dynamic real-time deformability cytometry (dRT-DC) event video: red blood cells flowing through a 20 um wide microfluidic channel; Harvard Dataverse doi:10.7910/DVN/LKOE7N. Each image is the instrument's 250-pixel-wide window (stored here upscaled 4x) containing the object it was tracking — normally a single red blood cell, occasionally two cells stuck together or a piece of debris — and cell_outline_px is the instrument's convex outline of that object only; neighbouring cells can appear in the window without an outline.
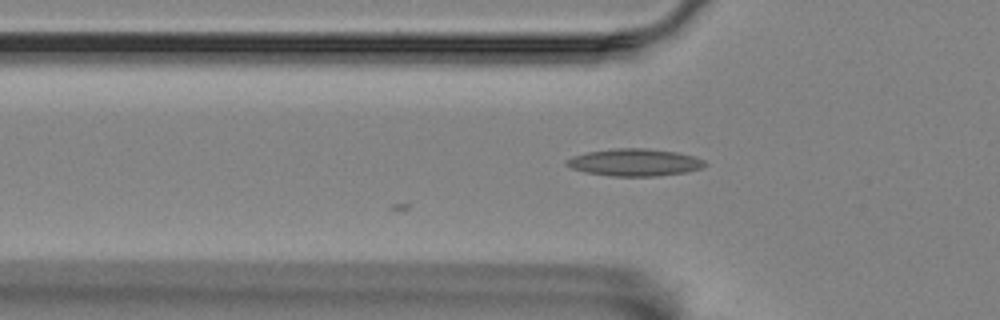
{"species": "Egyptian fruit bat (a non-hibernating species)", "species_latin": "Rousettus aegyptiacus", "temperature_condition": "room temperature", "stored_images_in_passage": 2, "camera_frame_rate_fps": 3000, "um_per_image_px": 0.085, "animal": {"sex": "female"}, "frame": {"image": 1, "passage_image": 2, "time_ms": 0.333, "image_size_px": [1000, 320], "cell_outline_px": [[708, 164], [700, 168], [684, 172], [656, 176], [612, 176], [584, 172], [572, 168], [564, 164], [564, 160], [572, 156], [588, 152], [612, 148], [644, 148], [676, 152], [692, 156], [704, 160]], "centroid_in_image_um": [53.89, 13.8], "position_along_channel_um": 71.9, "area_um2": 21.91}}